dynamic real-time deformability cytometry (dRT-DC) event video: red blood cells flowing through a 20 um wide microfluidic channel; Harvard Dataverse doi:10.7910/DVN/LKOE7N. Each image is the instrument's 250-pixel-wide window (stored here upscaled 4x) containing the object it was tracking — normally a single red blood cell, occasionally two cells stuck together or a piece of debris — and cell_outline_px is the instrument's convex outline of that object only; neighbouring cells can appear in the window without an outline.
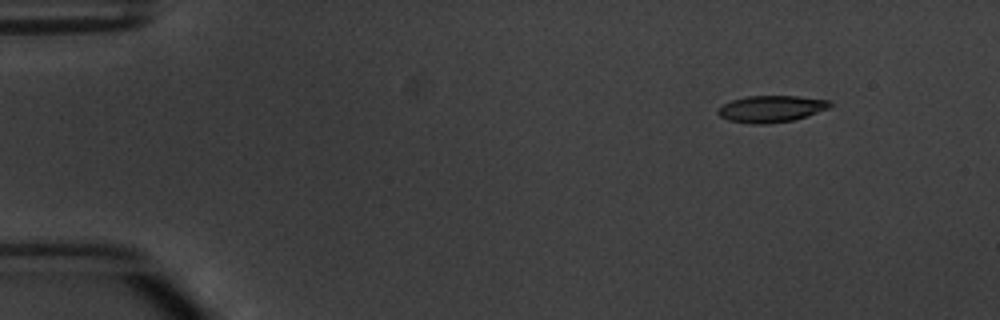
{"species": "common noctule bat (a hibernating species)", "species_latin": "Nyctalus noctula", "temperature_condition": "warm", "stored_images_in_passage": 5, "camera_frame_rate_fps": 3000, "um_per_image_px": 0.085, "animal": {"sex": "male", "body_mass_g": 20.1, "forearm_length_mm": 53.5}, "frame": {"image": 1, "passage_image": 1, "time_ms": 0.0, "image_size_px": [1000, 320], "cell_outline_px": [[832, 104], [828, 108], [792, 120], [764, 124], [752, 124], [728, 120], [720, 116], [716, 112], [724, 104], [732, 100], [748, 96], [800, 96], [828, 100]], "centroid_in_image_um": [65.52, 9.24], "position_along_channel_um": 19.5, "area_um2": 17.11}}